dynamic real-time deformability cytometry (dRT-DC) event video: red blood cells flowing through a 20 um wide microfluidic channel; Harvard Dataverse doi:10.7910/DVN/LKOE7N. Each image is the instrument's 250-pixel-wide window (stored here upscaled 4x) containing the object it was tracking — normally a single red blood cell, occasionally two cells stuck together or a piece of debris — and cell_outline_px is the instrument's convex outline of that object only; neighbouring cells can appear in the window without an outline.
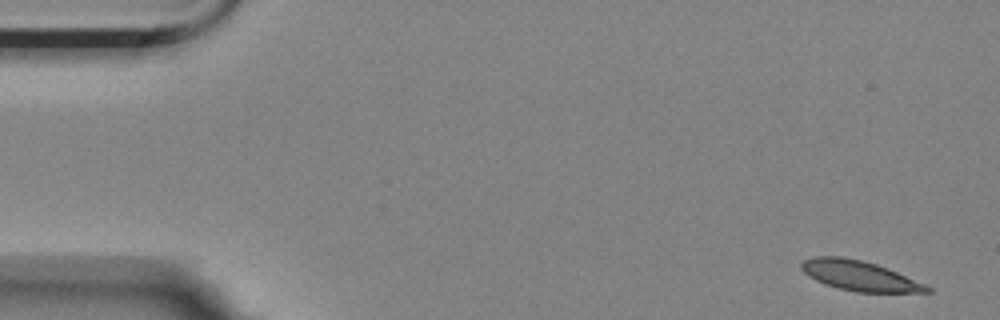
{"species": "Egyptian fruit bat (a non-hibernating species)", "species_latin": "Rousettus aegyptiacus", "temperature_condition": "room temperature", "stored_images_in_passage": 6, "camera_frame_rate_fps": 3000, "um_per_image_px": 0.085, "animal": {"sex": "female"}, "frame": {"image": 1, "passage_image": 1, "time_ms": 0.0, "image_size_px": [1000, 320], "cell_outline_px": [[932, 292], [856, 292], [824, 284], [808, 276], [800, 268], [800, 264], [804, 260], [812, 256], [840, 256], [860, 260], [876, 264], [896, 272], [924, 284], [932, 288]], "centroid_in_image_um": [73.0, 23.43], "position_along_channel_um": 12.0, "area_um2": 21.68}}
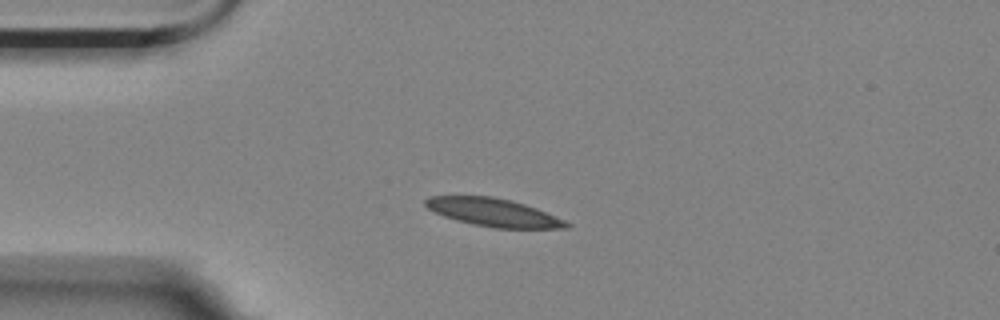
{"frame": {"image": 2, "passage_image": 4, "time_ms": 1.0, "image_size_px": [1000, 320], "cell_outline_px": [[572, 224], [568, 228], [496, 228], [472, 224], [456, 220], [444, 216], [428, 208], [424, 204], [424, 200], [428, 196], [492, 196], [512, 200], [536, 208], [564, 220]], "centroid_in_image_um": [41.93, 18.05], "position_along_channel_um": 43.1, "area_um2": 22.89}}
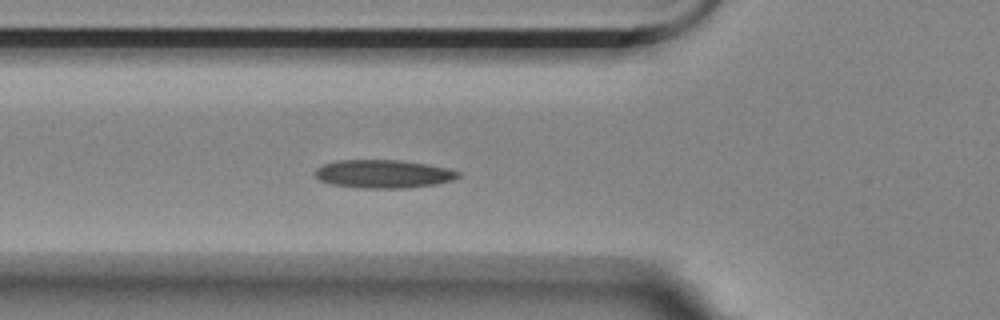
{"frame": {"image": 3, "passage_image": 6, "time_ms": 1.667, "image_size_px": [1000, 320], "cell_outline_px": [[460, 176], [452, 180], [436, 184], [404, 188], [364, 188], [332, 184], [320, 180], [316, 176], [316, 168], [324, 164], [336, 160], [400, 160], [428, 164], [448, 168], [460, 172]], "centroid_in_image_um": [32.61, 14.77], "position_along_channel_um": 93.2, "area_um2": 23.47}}